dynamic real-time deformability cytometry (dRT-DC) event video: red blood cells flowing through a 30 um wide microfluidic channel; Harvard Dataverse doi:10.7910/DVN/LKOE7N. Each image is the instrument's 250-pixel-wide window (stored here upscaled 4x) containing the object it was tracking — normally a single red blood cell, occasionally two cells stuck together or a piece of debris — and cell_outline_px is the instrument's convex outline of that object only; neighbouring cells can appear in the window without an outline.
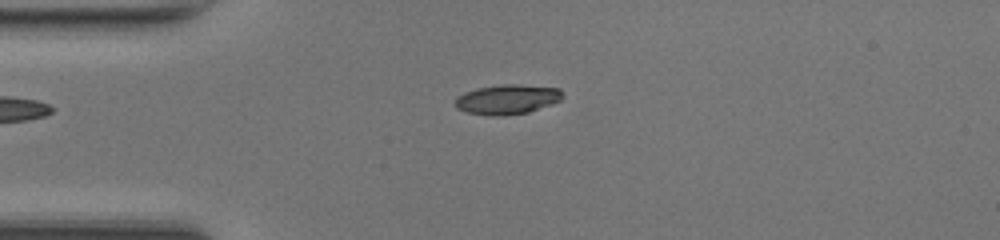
{"species": "common noctule bat (a hibernating species)", "species_latin": "Nyctalus noctula", "temperature_condition": "room temperature", "stored_images_in_passage": 38, "camera_frame_rate_fps": 3000, "um_per_image_px": 0.085, "animal": {"sex": "female", "body_mass_g": 17.0, "forearm_length_mm": 48.0}, "frame": {"image": 1, "passage_image": 1, "time_ms": 0.0, "image_size_px": [1000, 240], "cell_outline_px": [[564, 96], [560, 100], [552, 104], [528, 112], [504, 116], [492, 116], [468, 112], [456, 108], [452, 104], [456, 96], [464, 92], [476, 88], [504, 84], [516, 84], [560, 88], [564, 92]], "centroid_in_image_um": [43.1, 8.44], "position_along_channel_um": 41.9, "area_um2": 18.9}}
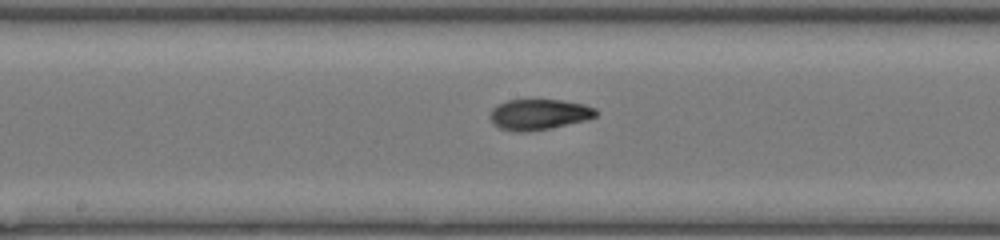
{"frame": {"image": 2, "passage_image": 14, "time_ms": 4.333, "image_size_px": [1000, 240], "cell_outline_px": [[600, 112], [596, 116], [588, 120], [548, 128], [524, 132], [516, 132], [500, 128], [492, 124], [488, 116], [492, 108], [496, 104], [508, 100], [564, 100], [584, 104], [596, 108]], "centroid_in_image_um": [45.8, 9.72], "position_along_channel_um": 202.4, "area_um2": 19.19}}
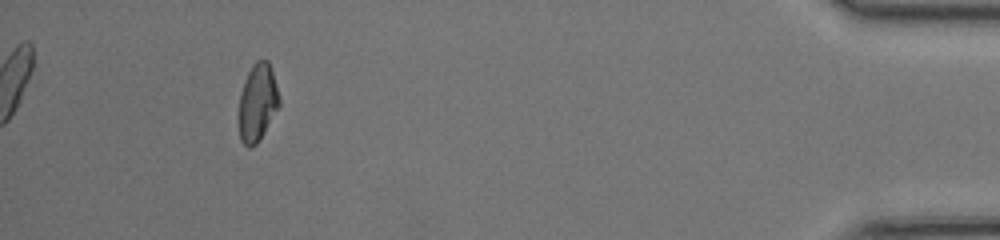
{"frame": {"image": 3, "passage_image": 34, "time_ms": 11.0, "image_size_px": [1000, 240], "cell_outline_px": [[280, 108], [256, 144], [252, 148], [248, 148], [240, 140], [240, 96], [244, 80], [252, 64], [256, 60], [268, 60], [276, 84], [280, 100]], "centroid_in_image_um": [21.91, 8.72], "position_along_channel_um": 413.3, "area_um2": 18.15}, "authors_computed_cell_mechanics": {"area_um2": 18.7272, "velocity_mm_per_s": 4.2215, "shape_relaxation_time_tau1_ms": 6.2154, "shape_relaxation_time_tau2_ms": 2.1675, "deformation_change_tau1": 0.2471, "deformation_change_tau2": 0.0771}}